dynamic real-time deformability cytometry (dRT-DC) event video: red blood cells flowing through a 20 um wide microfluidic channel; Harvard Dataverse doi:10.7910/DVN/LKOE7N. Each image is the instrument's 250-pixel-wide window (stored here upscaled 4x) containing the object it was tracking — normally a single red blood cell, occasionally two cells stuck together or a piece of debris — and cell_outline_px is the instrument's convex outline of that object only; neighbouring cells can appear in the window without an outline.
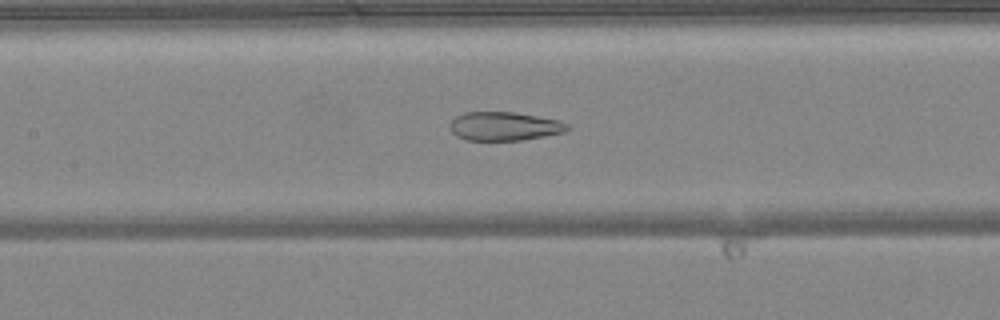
{"species": "common noctule bat (a hibernating species)", "species_latin": "Nyctalus noctula", "temperature_condition": "warm", "stored_images_in_passage": 49, "camera_frame_rate_fps": 3000, "um_per_image_px": 0.085, "animal": {"sex": "female", "body_mass_g": 24.6, "forearm_length_mm": 56.2}, "frame": {"image": 1, "passage_image": 23, "time_ms": 7.333, "image_size_px": [1000, 320], "cell_outline_px": [[572, 128], [568, 132], [524, 140], [468, 140], [456, 136], [452, 132], [448, 124], [456, 116], [464, 112], [512, 112], [560, 120], [568, 124]], "centroid_in_image_um": [42.91, 10.74], "position_along_channel_um": 164.5, "area_um2": 19.88}}
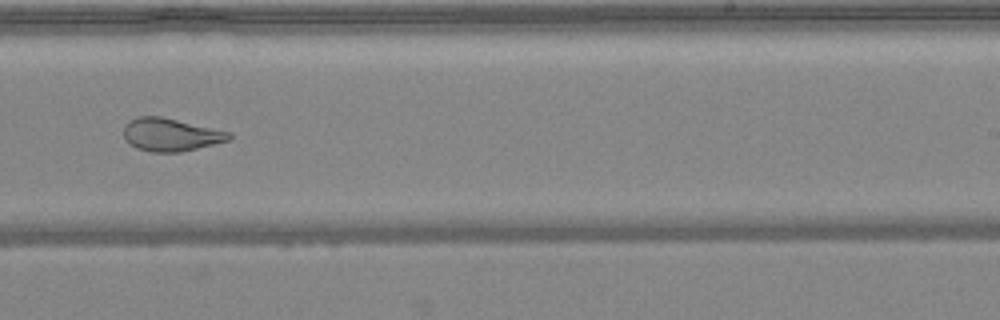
{"frame": {"image": 2, "passage_image": 31, "time_ms": 10.0, "image_size_px": [1000, 320], "cell_outline_px": [[232, 136], [228, 140], [180, 152], [152, 152], [136, 148], [124, 136], [124, 124], [128, 120], [136, 116], [160, 116], [232, 132]], "centroid_in_image_um": [14.49, 11.43], "position_along_channel_um": 274.5, "area_um2": 20.06}}
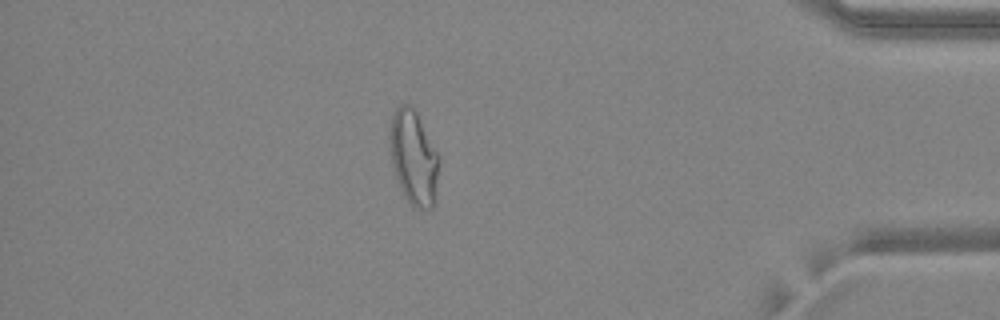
{"frame": {"image": 3, "passage_image": 43, "time_ms": 14.0, "image_size_px": [1000, 320], "cell_outline_px": [[440, 160], [436, 204], [432, 208], [416, 208], [404, 196], [400, 188], [392, 164], [388, 136], [392, 116], [396, 108], [400, 104], [412, 104], [440, 156]], "centroid_in_image_um": [35.18, 13.4], "position_along_channel_um": 400.0, "area_um2": 27.57}, "authors_computed_cell_mechanics": {"area_um2": 26.5302, "velocity_mm_per_s": 4.1415, "shape_relaxation_time_tau1_ms": null, "shape_relaxation_time_tau2_ms": 1.3865, "deformation_change_tau1": null, "deformation_change_tau2": 0.0896}}